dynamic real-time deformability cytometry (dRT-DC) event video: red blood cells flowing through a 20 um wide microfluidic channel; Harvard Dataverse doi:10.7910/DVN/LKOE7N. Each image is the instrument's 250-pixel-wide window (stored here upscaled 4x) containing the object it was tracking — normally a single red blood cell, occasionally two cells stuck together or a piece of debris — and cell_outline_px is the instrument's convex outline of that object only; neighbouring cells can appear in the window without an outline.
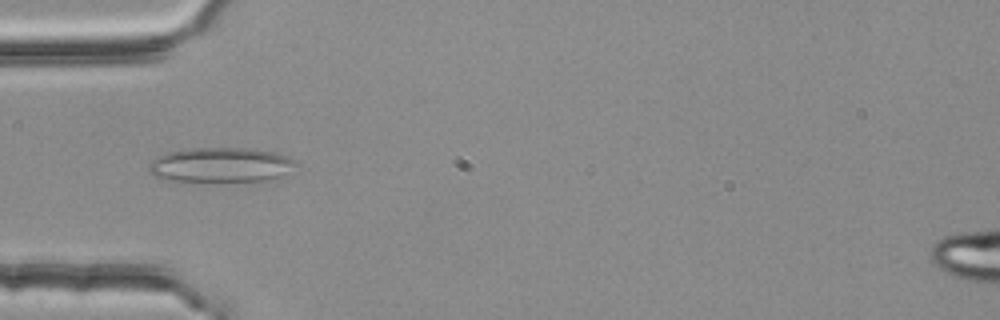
{"species": "common noctule bat (a hibernating species)", "species_latin": "Nyctalus noctula", "temperature_condition": "room temperature", "stored_images_in_passage": 4, "camera_frame_rate_fps": 3000, "um_per_image_px": 0.085, "animal": {"sex": "female", "body_mass_g": 25.1}, "frame": {"image": 1, "passage_image": 3, "time_ms": 0.667, "image_size_px": [1000, 320], "cell_outline_px": [[296, 164], [276, 176], [264, 180], [164, 180], [152, 176], [148, 172], [148, 164], [152, 160], [168, 152], [188, 148], [256, 148], [288, 156], [296, 160]], "centroid_in_image_um": [18.66, 13.98], "position_along_channel_um": 66.3, "area_um2": 29.13}}